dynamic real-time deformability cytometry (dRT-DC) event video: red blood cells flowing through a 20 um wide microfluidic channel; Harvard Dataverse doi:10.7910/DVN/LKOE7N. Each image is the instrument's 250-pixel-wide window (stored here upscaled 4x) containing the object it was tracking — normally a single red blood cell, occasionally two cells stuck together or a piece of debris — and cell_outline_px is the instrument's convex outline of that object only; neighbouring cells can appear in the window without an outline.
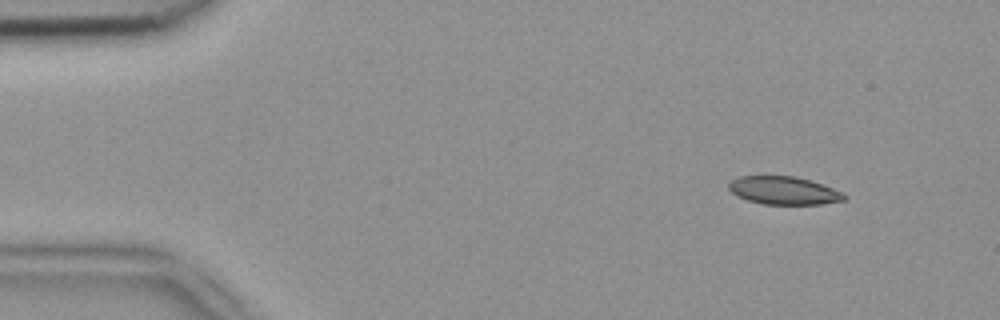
{"species": "common noctule bat (a hibernating species)", "species_latin": "Nyctalus noctula", "temperature_condition": "room temperature", "stored_images_in_passage": 3, "camera_frame_rate_fps": 3000, "um_per_image_px": 0.085, "animal": {"sex": "female", "body_mass_g": 18.4}, "frame": {"image": 1, "passage_image": 3, "time_ms": 0.667, "image_size_px": [1000, 320], "cell_outline_px": [[848, 196], [844, 200], [820, 204], [764, 204], [748, 200], [736, 196], [728, 188], [728, 184], [732, 180], [740, 176], [792, 176], [808, 180], [844, 192]], "centroid_in_image_um": [66.61, 16.2], "position_along_channel_um": 18.4, "area_um2": 18.67}}